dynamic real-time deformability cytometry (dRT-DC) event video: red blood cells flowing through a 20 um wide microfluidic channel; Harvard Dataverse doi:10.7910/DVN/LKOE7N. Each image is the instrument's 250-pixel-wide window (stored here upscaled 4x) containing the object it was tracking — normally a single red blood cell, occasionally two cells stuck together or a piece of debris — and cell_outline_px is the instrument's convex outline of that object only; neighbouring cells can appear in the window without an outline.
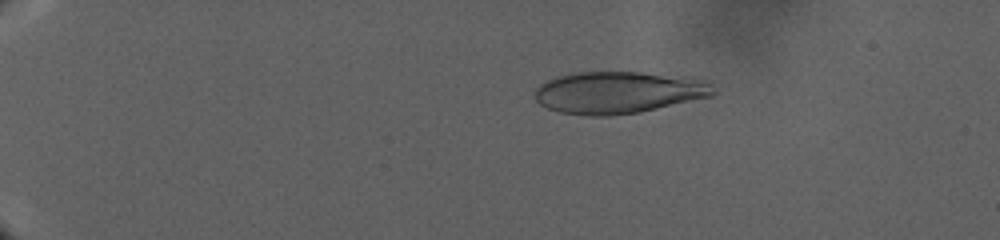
{"species": "human", "species_latin": "Homo sapiens", "temperature_condition": "warm", "stored_images_in_passage": 143, "camera_frame_rate_fps": 3000, "um_per_image_px": 0.085, "donor": {"sex": "male"}, "frame": {"image": 1, "passage_image": 37, "time_ms": 9.333, "image_size_px": [1000, 240], "cell_outline_px": [[716, 92], [712, 96], [640, 112], [608, 116], [588, 116], [560, 112], [548, 108], [540, 104], [536, 100], [532, 92], [544, 80], [568, 72], [640, 72], [692, 76], [704, 80], [712, 84], [716, 88]], "centroid_in_image_um": [52.56, 7.84], "position_along_channel_um": 32.4, "area_um2": 44.51}}
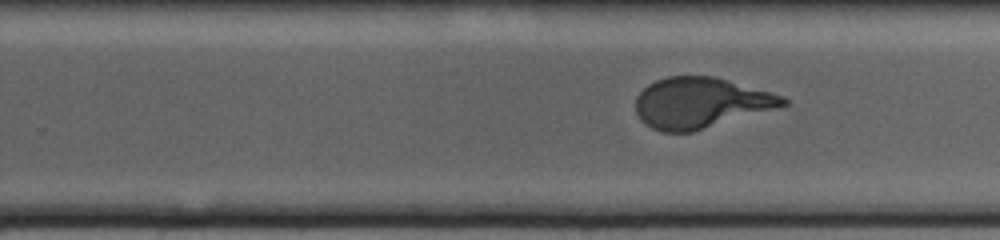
{"frame": {"image": 2, "passage_image": 91, "time_ms": 30.333, "image_size_px": [1000, 240], "cell_outline_px": [[788, 104], [692, 132], [660, 132], [644, 124], [640, 120], [636, 112], [636, 96], [648, 84], [656, 80], [668, 76], [712, 76], [784, 96], [788, 100]], "centroid_in_image_um": [59.48, 8.74], "position_along_channel_um": 270.3, "area_um2": 43.0}}
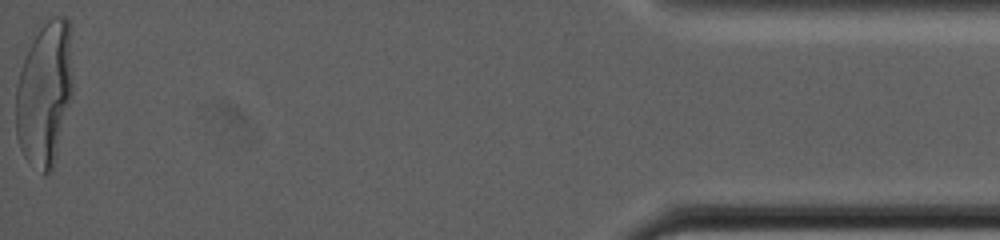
{"frame": {"image": 3, "passage_image": 143, "time_ms": 44.333, "image_size_px": [1000, 240], "cell_outline_px": [[72, 92], [52, 172], [44, 176], [24, 156], [20, 148], [16, 136], [16, 84], [20, 68], [28, 48], [32, 40], [40, 28], [52, 16], [64, 16], [68, 20], [72, 80]], "centroid_in_image_um": [3.76, 7.99], "position_along_channel_um": 431.4, "area_um2": 47.57}}